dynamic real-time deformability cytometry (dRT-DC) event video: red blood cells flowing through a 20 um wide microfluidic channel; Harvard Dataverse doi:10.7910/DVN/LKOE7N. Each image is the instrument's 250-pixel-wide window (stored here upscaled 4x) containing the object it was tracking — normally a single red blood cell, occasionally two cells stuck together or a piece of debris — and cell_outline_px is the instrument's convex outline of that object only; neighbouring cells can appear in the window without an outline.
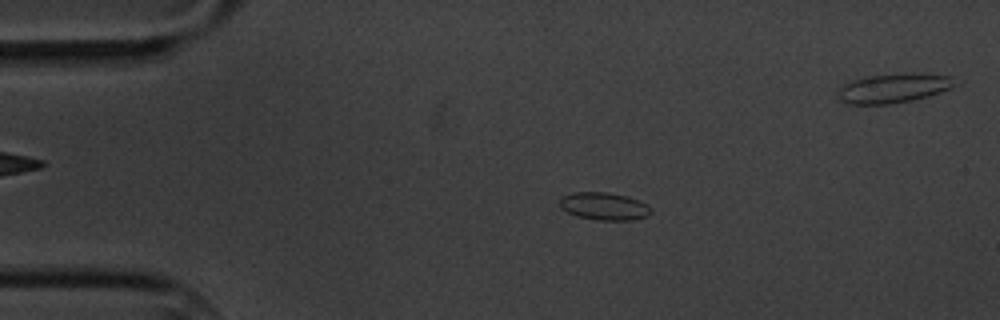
{"species": "common noctule bat (a hibernating species)", "species_latin": "Nyctalus noctula", "temperature_condition": "cold", "stored_images_in_passage": 5, "segment_of_instrument_passage": [1, 2], "camera_frame_rate_fps": 3000, "um_per_image_px": 0.085, "animal": {"sex": "male", "body_mass_g": 20.1, "forearm_length_mm": 53.5}, "frame": {"image": 1, "passage_image": 3, "time_ms": 2.333, "image_size_px": [1000, 320], "cell_outline_px": [[652, 212], [648, 216], [632, 220], [596, 220], [576, 216], [560, 208], [560, 196], [572, 192], [608, 192], [628, 196], [648, 204], [652, 208]], "centroid_in_image_um": [51.36, 17.52], "position_along_channel_um": 33.6, "area_um2": 14.97}}